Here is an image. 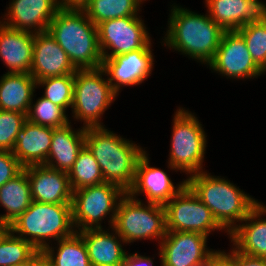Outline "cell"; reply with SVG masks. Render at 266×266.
I'll return each mask as SVG.
<instances>
[{"label":"cell","mask_w":266,"mask_h":266,"mask_svg":"<svg viewBox=\"0 0 266 266\" xmlns=\"http://www.w3.org/2000/svg\"><path fill=\"white\" fill-rule=\"evenodd\" d=\"M172 5L163 45L208 65L215 56L225 30L208 13L201 15Z\"/></svg>","instance_id":"6da1fadb"},{"label":"cell","mask_w":266,"mask_h":266,"mask_svg":"<svg viewBox=\"0 0 266 266\" xmlns=\"http://www.w3.org/2000/svg\"><path fill=\"white\" fill-rule=\"evenodd\" d=\"M47 31L77 70L102 67L97 26L80 7H62Z\"/></svg>","instance_id":"7a4b0ae2"},{"label":"cell","mask_w":266,"mask_h":266,"mask_svg":"<svg viewBox=\"0 0 266 266\" xmlns=\"http://www.w3.org/2000/svg\"><path fill=\"white\" fill-rule=\"evenodd\" d=\"M186 185L210 209L214 219L228 235L259 203L228 179L207 171L190 175L186 178Z\"/></svg>","instance_id":"3957f363"},{"label":"cell","mask_w":266,"mask_h":266,"mask_svg":"<svg viewBox=\"0 0 266 266\" xmlns=\"http://www.w3.org/2000/svg\"><path fill=\"white\" fill-rule=\"evenodd\" d=\"M85 146L100 165L104 182L116 184L125 192L132 188L136 164L145 149L105 127L86 128Z\"/></svg>","instance_id":"277c9868"},{"label":"cell","mask_w":266,"mask_h":266,"mask_svg":"<svg viewBox=\"0 0 266 266\" xmlns=\"http://www.w3.org/2000/svg\"><path fill=\"white\" fill-rule=\"evenodd\" d=\"M10 226L16 236L31 243L39 252L50 246L51 239L58 241L76 232L71 204L32 201Z\"/></svg>","instance_id":"5b68a950"},{"label":"cell","mask_w":266,"mask_h":266,"mask_svg":"<svg viewBox=\"0 0 266 266\" xmlns=\"http://www.w3.org/2000/svg\"><path fill=\"white\" fill-rule=\"evenodd\" d=\"M104 76L102 67L75 72L72 117L82 121L85 129L105 127L102 115L118 96Z\"/></svg>","instance_id":"8992f818"},{"label":"cell","mask_w":266,"mask_h":266,"mask_svg":"<svg viewBox=\"0 0 266 266\" xmlns=\"http://www.w3.org/2000/svg\"><path fill=\"white\" fill-rule=\"evenodd\" d=\"M168 168L185 174L203 171L207 135L191 111L180 107L173 117Z\"/></svg>","instance_id":"52a82bcc"},{"label":"cell","mask_w":266,"mask_h":266,"mask_svg":"<svg viewBox=\"0 0 266 266\" xmlns=\"http://www.w3.org/2000/svg\"><path fill=\"white\" fill-rule=\"evenodd\" d=\"M133 198L128 192L121 198L112 228L130 244L141 239L162 241L166 236V212L164 205L147 204Z\"/></svg>","instance_id":"ba28073f"},{"label":"cell","mask_w":266,"mask_h":266,"mask_svg":"<svg viewBox=\"0 0 266 266\" xmlns=\"http://www.w3.org/2000/svg\"><path fill=\"white\" fill-rule=\"evenodd\" d=\"M126 193L120 186L108 182L73 191L71 207L76 232L103 229L101 222L108 215L111 228L118 204Z\"/></svg>","instance_id":"9c48e42d"},{"label":"cell","mask_w":266,"mask_h":266,"mask_svg":"<svg viewBox=\"0 0 266 266\" xmlns=\"http://www.w3.org/2000/svg\"><path fill=\"white\" fill-rule=\"evenodd\" d=\"M167 231L199 232L206 236L224 230L210 209L185 185L165 205Z\"/></svg>","instance_id":"30bf717a"},{"label":"cell","mask_w":266,"mask_h":266,"mask_svg":"<svg viewBox=\"0 0 266 266\" xmlns=\"http://www.w3.org/2000/svg\"><path fill=\"white\" fill-rule=\"evenodd\" d=\"M141 16L120 17L97 25L99 48L102 58L152 46V39ZM109 50V51H108Z\"/></svg>","instance_id":"8fae6325"},{"label":"cell","mask_w":266,"mask_h":266,"mask_svg":"<svg viewBox=\"0 0 266 266\" xmlns=\"http://www.w3.org/2000/svg\"><path fill=\"white\" fill-rule=\"evenodd\" d=\"M230 79H251L265 74L253 61L244 38L236 31H225L213 60L207 65Z\"/></svg>","instance_id":"7c38bea8"},{"label":"cell","mask_w":266,"mask_h":266,"mask_svg":"<svg viewBox=\"0 0 266 266\" xmlns=\"http://www.w3.org/2000/svg\"><path fill=\"white\" fill-rule=\"evenodd\" d=\"M154 55L151 46L124 53L102 61L109 83L119 95L121 87L140 85L152 73Z\"/></svg>","instance_id":"4fadbf2b"},{"label":"cell","mask_w":266,"mask_h":266,"mask_svg":"<svg viewBox=\"0 0 266 266\" xmlns=\"http://www.w3.org/2000/svg\"><path fill=\"white\" fill-rule=\"evenodd\" d=\"M206 235L199 232L167 231L159 243L161 266H191L210 257Z\"/></svg>","instance_id":"5bb4252c"},{"label":"cell","mask_w":266,"mask_h":266,"mask_svg":"<svg viewBox=\"0 0 266 266\" xmlns=\"http://www.w3.org/2000/svg\"><path fill=\"white\" fill-rule=\"evenodd\" d=\"M61 8L59 0H12L0 22L12 29L34 34L46 32Z\"/></svg>","instance_id":"9a60e30c"},{"label":"cell","mask_w":266,"mask_h":266,"mask_svg":"<svg viewBox=\"0 0 266 266\" xmlns=\"http://www.w3.org/2000/svg\"><path fill=\"white\" fill-rule=\"evenodd\" d=\"M149 159L147 151L139 157L134 185L128 193L135 199L144 193L146 202L165 205L186 185V179L175 186L167 172L150 166Z\"/></svg>","instance_id":"2e32d148"},{"label":"cell","mask_w":266,"mask_h":266,"mask_svg":"<svg viewBox=\"0 0 266 266\" xmlns=\"http://www.w3.org/2000/svg\"><path fill=\"white\" fill-rule=\"evenodd\" d=\"M205 3L209 17L225 31L266 20V3L260 0H205Z\"/></svg>","instance_id":"e0dca14e"},{"label":"cell","mask_w":266,"mask_h":266,"mask_svg":"<svg viewBox=\"0 0 266 266\" xmlns=\"http://www.w3.org/2000/svg\"><path fill=\"white\" fill-rule=\"evenodd\" d=\"M77 69L48 31L34 34L31 76L36 80L75 74Z\"/></svg>","instance_id":"ac0fdd59"},{"label":"cell","mask_w":266,"mask_h":266,"mask_svg":"<svg viewBox=\"0 0 266 266\" xmlns=\"http://www.w3.org/2000/svg\"><path fill=\"white\" fill-rule=\"evenodd\" d=\"M28 175L32 201L50 204H71L72 190L68 172L33 165L23 168Z\"/></svg>","instance_id":"d6986e66"},{"label":"cell","mask_w":266,"mask_h":266,"mask_svg":"<svg viewBox=\"0 0 266 266\" xmlns=\"http://www.w3.org/2000/svg\"><path fill=\"white\" fill-rule=\"evenodd\" d=\"M53 129L28 120L24 122L22 129L17 133L12 150L23 168L45 165L52 143Z\"/></svg>","instance_id":"ffe728a7"},{"label":"cell","mask_w":266,"mask_h":266,"mask_svg":"<svg viewBox=\"0 0 266 266\" xmlns=\"http://www.w3.org/2000/svg\"><path fill=\"white\" fill-rule=\"evenodd\" d=\"M34 33L12 29L0 22V58L8 73H30Z\"/></svg>","instance_id":"44dd1931"},{"label":"cell","mask_w":266,"mask_h":266,"mask_svg":"<svg viewBox=\"0 0 266 266\" xmlns=\"http://www.w3.org/2000/svg\"><path fill=\"white\" fill-rule=\"evenodd\" d=\"M266 206L258 203L247 217L228 235L240 253L266 258ZM263 216V218H262ZM245 222V223H244Z\"/></svg>","instance_id":"7402d4cb"},{"label":"cell","mask_w":266,"mask_h":266,"mask_svg":"<svg viewBox=\"0 0 266 266\" xmlns=\"http://www.w3.org/2000/svg\"><path fill=\"white\" fill-rule=\"evenodd\" d=\"M106 229H89L78 232L84 240L92 266H121L127 253L123 249L125 241L111 227ZM111 232V233H110Z\"/></svg>","instance_id":"603a6c76"},{"label":"cell","mask_w":266,"mask_h":266,"mask_svg":"<svg viewBox=\"0 0 266 266\" xmlns=\"http://www.w3.org/2000/svg\"><path fill=\"white\" fill-rule=\"evenodd\" d=\"M71 121L63 127L54 128L52 143L45 166L69 172L73 167L79 152L85 146V131L81 127L73 130Z\"/></svg>","instance_id":"cb8c5ba5"},{"label":"cell","mask_w":266,"mask_h":266,"mask_svg":"<svg viewBox=\"0 0 266 266\" xmlns=\"http://www.w3.org/2000/svg\"><path fill=\"white\" fill-rule=\"evenodd\" d=\"M0 110L27 116L34 97L36 80L30 73H6L0 77Z\"/></svg>","instance_id":"d4e9b609"},{"label":"cell","mask_w":266,"mask_h":266,"mask_svg":"<svg viewBox=\"0 0 266 266\" xmlns=\"http://www.w3.org/2000/svg\"><path fill=\"white\" fill-rule=\"evenodd\" d=\"M32 203L27 173L22 170L13 179L0 187V206L6 211L0 221L11 225Z\"/></svg>","instance_id":"484cf974"},{"label":"cell","mask_w":266,"mask_h":266,"mask_svg":"<svg viewBox=\"0 0 266 266\" xmlns=\"http://www.w3.org/2000/svg\"><path fill=\"white\" fill-rule=\"evenodd\" d=\"M56 243L57 247L48 246L42 251L53 266H92L83 237L78 232Z\"/></svg>","instance_id":"4316f807"},{"label":"cell","mask_w":266,"mask_h":266,"mask_svg":"<svg viewBox=\"0 0 266 266\" xmlns=\"http://www.w3.org/2000/svg\"><path fill=\"white\" fill-rule=\"evenodd\" d=\"M144 0H86L81 9L97 26L106 20L138 16Z\"/></svg>","instance_id":"83f0119b"},{"label":"cell","mask_w":266,"mask_h":266,"mask_svg":"<svg viewBox=\"0 0 266 266\" xmlns=\"http://www.w3.org/2000/svg\"><path fill=\"white\" fill-rule=\"evenodd\" d=\"M68 178L72 192L104 182L100 165L86 146L79 152Z\"/></svg>","instance_id":"f1b7e54d"},{"label":"cell","mask_w":266,"mask_h":266,"mask_svg":"<svg viewBox=\"0 0 266 266\" xmlns=\"http://www.w3.org/2000/svg\"><path fill=\"white\" fill-rule=\"evenodd\" d=\"M39 251L10 231L0 243V266H27Z\"/></svg>","instance_id":"f546056e"},{"label":"cell","mask_w":266,"mask_h":266,"mask_svg":"<svg viewBox=\"0 0 266 266\" xmlns=\"http://www.w3.org/2000/svg\"><path fill=\"white\" fill-rule=\"evenodd\" d=\"M65 112L62 107L41 96L37 99L36 103H33L32 99L26 118L34 124L59 128L69 123L68 115Z\"/></svg>","instance_id":"4dcf8cb0"},{"label":"cell","mask_w":266,"mask_h":266,"mask_svg":"<svg viewBox=\"0 0 266 266\" xmlns=\"http://www.w3.org/2000/svg\"><path fill=\"white\" fill-rule=\"evenodd\" d=\"M75 74H66L36 81V86L44 88L43 97L62 107L72 108Z\"/></svg>","instance_id":"1f68e13d"},{"label":"cell","mask_w":266,"mask_h":266,"mask_svg":"<svg viewBox=\"0 0 266 266\" xmlns=\"http://www.w3.org/2000/svg\"><path fill=\"white\" fill-rule=\"evenodd\" d=\"M236 31L244 38L255 64L266 73V24L250 23Z\"/></svg>","instance_id":"d6a6232c"},{"label":"cell","mask_w":266,"mask_h":266,"mask_svg":"<svg viewBox=\"0 0 266 266\" xmlns=\"http://www.w3.org/2000/svg\"><path fill=\"white\" fill-rule=\"evenodd\" d=\"M26 120L20 112L0 110V150H13L17 133Z\"/></svg>","instance_id":"836d02e7"},{"label":"cell","mask_w":266,"mask_h":266,"mask_svg":"<svg viewBox=\"0 0 266 266\" xmlns=\"http://www.w3.org/2000/svg\"><path fill=\"white\" fill-rule=\"evenodd\" d=\"M23 170L12 151L0 150V187Z\"/></svg>","instance_id":"e575fe53"},{"label":"cell","mask_w":266,"mask_h":266,"mask_svg":"<svg viewBox=\"0 0 266 266\" xmlns=\"http://www.w3.org/2000/svg\"><path fill=\"white\" fill-rule=\"evenodd\" d=\"M232 248L229 252L216 250L213 253V266H236V249Z\"/></svg>","instance_id":"d590c367"},{"label":"cell","mask_w":266,"mask_h":266,"mask_svg":"<svg viewBox=\"0 0 266 266\" xmlns=\"http://www.w3.org/2000/svg\"><path fill=\"white\" fill-rule=\"evenodd\" d=\"M236 266H266V258L249 256L236 250Z\"/></svg>","instance_id":"8d00e7d4"},{"label":"cell","mask_w":266,"mask_h":266,"mask_svg":"<svg viewBox=\"0 0 266 266\" xmlns=\"http://www.w3.org/2000/svg\"><path fill=\"white\" fill-rule=\"evenodd\" d=\"M125 262L129 266H153V258L140 255L138 252L134 254H127Z\"/></svg>","instance_id":"74e56055"},{"label":"cell","mask_w":266,"mask_h":266,"mask_svg":"<svg viewBox=\"0 0 266 266\" xmlns=\"http://www.w3.org/2000/svg\"><path fill=\"white\" fill-rule=\"evenodd\" d=\"M27 266H53V265L42 252H39L29 262V264Z\"/></svg>","instance_id":"f35d334b"},{"label":"cell","mask_w":266,"mask_h":266,"mask_svg":"<svg viewBox=\"0 0 266 266\" xmlns=\"http://www.w3.org/2000/svg\"><path fill=\"white\" fill-rule=\"evenodd\" d=\"M86 0H59L62 7H81Z\"/></svg>","instance_id":"ab89813d"},{"label":"cell","mask_w":266,"mask_h":266,"mask_svg":"<svg viewBox=\"0 0 266 266\" xmlns=\"http://www.w3.org/2000/svg\"><path fill=\"white\" fill-rule=\"evenodd\" d=\"M10 231L11 226L0 221V243Z\"/></svg>","instance_id":"60d3db41"},{"label":"cell","mask_w":266,"mask_h":266,"mask_svg":"<svg viewBox=\"0 0 266 266\" xmlns=\"http://www.w3.org/2000/svg\"><path fill=\"white\" fill-rule=\"evenodd\" d=\"M191 266H213V254L210 257H208L205 261Z\"/></svg>","instance_id":"b9f144b4"},{"label":"cell","mask_w":266,"mask_h":266,"mask_svg":"<svg viewBox=\"0 0 266 266\" xmlns=\"http://www.w3.org/2000/svg\"><path fill=\"white\" fill-rule=\"evenodd\" d=\"M121 266H129L126 262H124Z\"/></svg>","instance_id":"7bdbcfd3"}]
</instances>
